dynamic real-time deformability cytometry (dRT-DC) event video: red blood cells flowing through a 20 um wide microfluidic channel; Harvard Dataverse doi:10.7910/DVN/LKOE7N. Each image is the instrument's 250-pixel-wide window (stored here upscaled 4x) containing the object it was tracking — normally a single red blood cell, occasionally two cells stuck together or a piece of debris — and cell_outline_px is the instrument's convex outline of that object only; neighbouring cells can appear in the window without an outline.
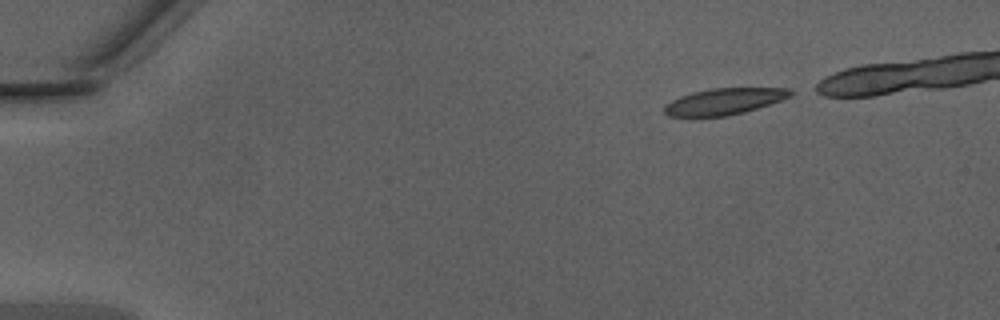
{"species": "Egyptian fruit bat (a non-hibernating species)", "species_latin": "Rousettus aegyptiacus", "temperature_condition": "warm", "stored_images_in_passage": 11, "camera_frame_rate_fps": 3000, "um_per_image_px": 0.085, "animal": {"sex": "male"}, "frame": {"image": 1, "passage_image": 1, "time_ms": 0.0, "image_size_px": [1000, 320], "cell_outline_px": [[792, 96], [744, 112], [724, 116], [668, 116], [664, 112], [664, 104], [680, 96], [692, 92], [712, 88], [792, 88]], "centroid_in_image_um": [61.53, 8.61], "position_along_channel_um": 23.5, "area_um2": 19.19}}
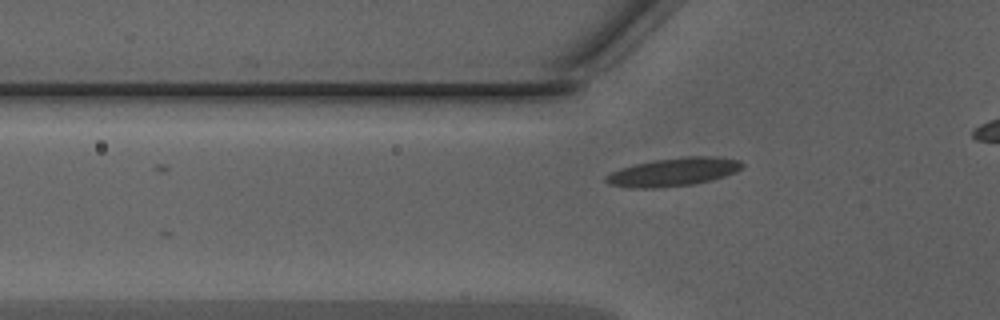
{"frame": {"image": 2, "passage_image": 11, "time_ms": 3.333, "image_size_px": [1000, 320], "cell_outline_px": [[744, 168], [736, 172], [724, 176], [692, 184], [656, 188], [628, 188], [608, 184], [604, 180], [604, 176], [620, 168], [652, 160], [688, 156], [712, 156], [740, 160], [744, 164]], "centroid_in_image_um": [57.22, 14.61], "position_along_channel_um": 68.6, "area_um2": 22.48}}